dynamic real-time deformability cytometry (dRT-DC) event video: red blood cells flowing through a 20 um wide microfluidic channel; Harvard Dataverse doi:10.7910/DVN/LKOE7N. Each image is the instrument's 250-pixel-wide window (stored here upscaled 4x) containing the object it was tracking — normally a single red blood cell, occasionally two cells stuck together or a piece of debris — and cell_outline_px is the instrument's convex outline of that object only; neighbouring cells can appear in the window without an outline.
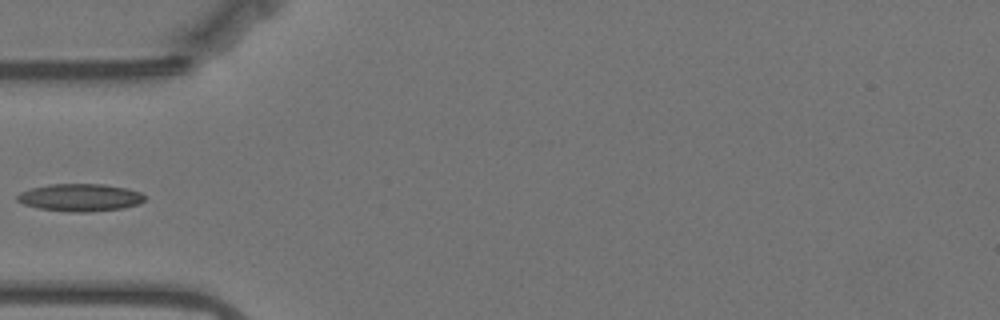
{"species": "Egyptian fruit bat (a non-hibernating species)", "species_latin": "Rousettus aegyptiacus", "temperature_condition": "warm", "stored_images_in_passage": 10, "camera_frame_rate_fps": 3000, "um_per_image_px": 0.085, "animal": {"sex": "female"}, "frame": {"image": 1, "passage_image": 1, "time_ms": 0.0, "image_size_px": [1000, 320], "cell_outline_px": [[144, 200], [140, 204], [120, 208], [88, 212], [72, 212], [36, 208], [24, 204], [16, 200], [16, 196], [20, 192], [32, 188], [48, 184], [104, 184], [128, 188], [140, 192], [144, 196]], "centroid_in_image_um": [6.79, 16.78], "position_along_channel_um": 78.2, "area_um2": 20.46}}
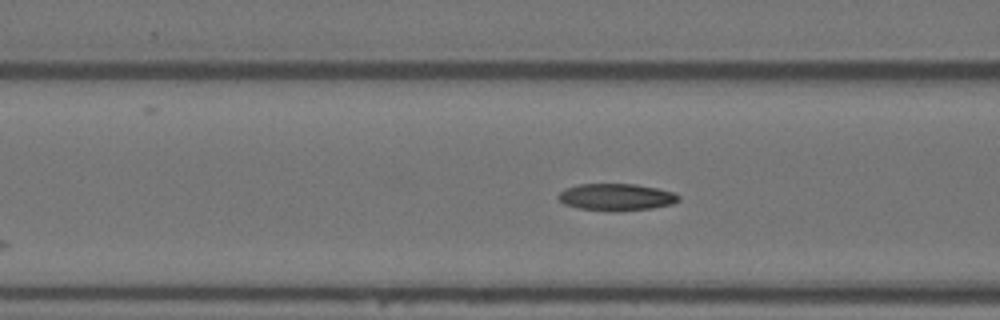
{"frame": {"image": 2, "passage_image": 4, "time_ms": 1.0, "image_size_px": [1000, 320], "cell_outline_px": [[680, 200], [672, 204], [652, 208], [616, 212], [612, 212], [576, 208], [564, 204], [556, 196], [564, 188], [580, 184], [636, 184], [676, 192], [680, 196]], "centroid_in_image_um": [52.38, 16.76], "position_along_channel_um": 114.2, "area_um2": 19.25}}
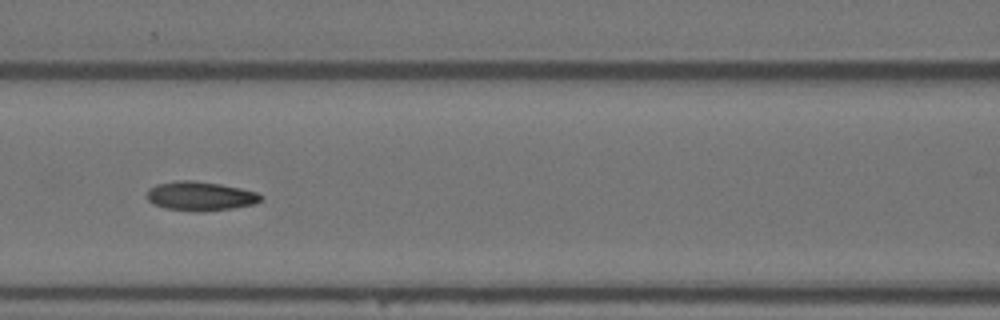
{"frame": {"image": 3, "passage_image": 7, "time_ms": 2.0, "image_size_px": [1000, 320], "cell_outline_px": [[264, 196], [256, 204], [232, 208], [164, 208], [152, 204], [148, 200], [148, 188], [156, 184], [176, 180], [192, 180], [220, 184], [240, 188], [256, 192]], "centroid_in_image_um": [17.02, 16.61], "position_along_channel_um": 149.6, "area_um2": 18.44}}